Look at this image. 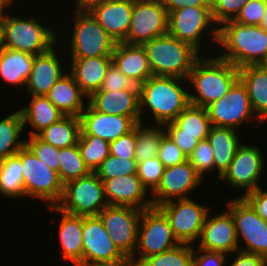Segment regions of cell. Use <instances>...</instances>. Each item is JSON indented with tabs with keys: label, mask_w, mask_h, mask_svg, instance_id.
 Wrapping results in <instances>:
<instances>
[{
	"label": "cell",
	"mask_w": 267,
	"mask_h": 266,
	"mask_svg": "<svg viewBox=\"0 0 267 266\" xmlns=\"http://www.w3.org/2000/svg\"><path fill=\"white\" fill-rule=\"evenodd\" d=\"M186 82L187 79L179 77L152 75L140 85L139 102L141 123H144V117L150 115H153L154 125H164L173 121L191 104L189 86L188 82Z\"/></svg>",
	"instance_id": "obj_1"
},
{
	"label": "cell",
	"mask_w": 267,
	"mask_h": 266,
	"mask_svg": "<svg viewBox=\"0 0 267 266\" xmlns=\"http://www.w3.org/2000/svg\"><path fill=\"white\" fill-rule=\"evenodd\" d=\"M211 56L201 55L189 72L187 82L191 105L206 108L221 99L239 79V68L215 52Z\"/></svg>",
	"instance_id": "obj_2"
},
{
	"label": "cell",
	"mask_w": 267,
	"mask_h": 266,
	"mask_svg": "<svg viewBox=\"0 0 267 266\" xmlns=\"http://www.w3.org/2000/svg\"><path fill=\"white\" fill-rule=\"evenodd\" d=\"M217 46L223 53L216 54L237 68L257 65L267 54V31L230 20L218 27Z\"/></svg>",
	"instance_id": "obj_3"
},
{
	"label": "cell",
	"mask_w": 267,
	"mask_h": 266,
	"mask_svg": "<svg viewBox=\"0 0 267 266\" xmlns=\"http://www.w3.org/2000/svg\"><path fill=\"white\" fill-rule=\"evenodd\" d=\"M3 26V46L5 48L39 55L47 52L59 41L56 29L41 23L38 17L29 19L15 14H8L5 10L0 15Z\"/></svg>",
	"instance_id": "obj_4"
},
{
	"label": "cell",
	"mask_w": 267,
	"mask_h": 266,
	"mask_svg": "<svg viewBox=\"0 0 267 266\" xmlns=\"http://www.w3.org/2000/svg\"><path fill=\"white\" fill-rule=\"evenodd\" d=\"M149 66L155 76H174L187 79L201 54L190 44L166 35L142 44Z\"/></svg>",
	"instance_id": "obj_5"
},
{
	"label": "cell",
	"mask_w": 267,
	"mask_h": 266,
	"mask_svg": "<svg viewBox=\"0 0 267 266\" xmlns=\"http://www.w3.org/2000/svg\"><path fill=\"white\" fill-rule=\"evenodd\" d=\"M168 34L190 44L201 55L204 53L201 48L208 40L213 45L210 48H215L218 44V26L212 18L211 6L183 7L171 11L168 13Z\"/></svg>",
	"instance_id": "obj_6"
},
{
	"label": "cell",
	"mask_w": 267,
	"mask_h": 266,
	"mask_svg": "<svg viewBox=\"0 0 267 266\" xmlns=\"http://www.w3.org/2000/svg\"><path fill=\"white\" fill-rule=\"evenodd\" d=\"M21 159L24 196L43 201L46 207L56 206L63 195L58 172L49 168L25 145L17 153ZM35 198V199H34Z\"/></svg>",
	"instance_id": "obj_7"
},
{
	"label": "cell",
	"mask_w": 267,
	"mask_h": 266,
	"mask_svg": "<svg viewBox=\"0 0 267 266\" xmlns=\"http://www.w3.org/2000/svg\"><path fill=\"white\" fill-rule=\"evenodd\" d=\"M69 58L112 56L116 41L104 30L89 11L74 12Z\"/></svg>",
	"instance_id": "obj_8"
},
{
	"label": "cell",
	"mask_w": 267,
	"mask_h": 266,
	"mask_svg": "<svg viewBox=\"0 0 267 266\" xmlns=\"http://www.w3.org/2000/svg\"><path fill=\"white\" fill-rule=\"evenodd\" d=\"M179 244L165 214L158 207L152 206L142 212L137 247L129 260L138 266L145 258L168 251Z\"/></svg>",
	"instance_id": "obj_9"
},
{
	"label": "cell",
	"mask_w": 267,
	"mask_h": 266,
	"mask_svg": "<svg viewBox=\"0 0 267 266\" xmlns=\"http://www.w3.org/2000/svg\"><path fill=\"white\" fill-rule=\"evenodd\" d=\"M107 205L103 182L91 172L66 183L62 198L56 206L64 212L89 217L98 216Z\"/></svg>",
	"instance_id": "obj_10"
},
{
	"label": "cell",
	"mask_w": 267,
	"mask_h": 266,
	"mask_svg": "<svg viewBox=\"0 0 267 266\" xmlns=\"http://www.w3.org/2000/svg\"><path fill=\"white\" fill-rule=\"evenodd\" d=\"M157 207L167 217L179 243L195 246L200 238L206 216L211 210L208 205L197 203L191 197L167 201Z\"/></svg>",
	"instance_id": "obj_11"
},
{
	"label": "cell",
	"mask_w": 267,
	"mask_h": 266,
	"mask_svg": "<svg viewBox=\"0 0 267 266\" xmlns=\"http://www.w3.org/2000/svg\"><path fill=\"white\" fill-rule=\"evenodd\" d=\"M227 210L234 219L239 250L261 255L267 260V221L257 215L243 197L229 200Z\"/></svg>",
	"instance_id": "obj_12"
},
{
	"label": "cell",
	"mask_w": 267,
	"mask_h": 266,
	"mask_svg": "<svg viewBox=\"0 0 267 266\" xmlns=\"http://www.w3.org/2000/svg\"><path fill=\"white\" fill-rule=\"evenodd\" d=\"M142 212L131 206L107 205L98 215L111 240L128 259L137 247Z\"/></svg>",
	"instance_id": "obj_13"
},
{
	"label": "cell",
	"mask_w": 267,
	"mask_h": 266,
	"mask_svg": "<svg viewBox=\"0 0 267 266\" xmlns=\"http://www.w3.org/2000/svg\"><path fill=\"white\" fill-rule=\"evenodd\" d=\"M263 155L258 145H245L243 142L239 146L228 169L219 179L222 182L224 181V183L228 182V186H232L235 190L244 189V193L240 197L245 196L258 187L263 186L259 183L267 163Z\"/></svg>",
	"instance_id": "obj_14"
},
{
	"label": "cell",
	"mask_w": 267,
	"mask_h": 266,
	"mask_svg": "<svg viewBox=\"0 0 267 266\" xmlns=\"http://www.w3.org/2000/svg\"><path fill=\"white\" fill-rule=\"evenodd\" d=\"M206 109L212 126L238 130L245 121L263 123L253 112L247 90L239 79L221 99L212 102Z\"/></svg>",
	"instance_id": "obj_15"
},
{
	"label": "cell",
	"mask_w": 267,
	"mask_h": 266,
	"mask_svg": "<svg viewBox=\"0 0 267 266\" xmlns=\"http://www.w3.org/2000/svg\"><path fill=\"white\" fill-rule=\"evenodd\" d=\"M168 33V13L160 0H134L131 24L123 43L142 45Z\"/></svg>",
	"instance_id": "obj_16"
},
{
	"label": "cell",
	"mask_w": 267,
	"mask_h": 266,
	"mask_svg": "<svg viewBox=\"0 0 267 266\" xmlns=\"http://www.w3.org/2000/svg\"><path fill=\"white\" fill-rule=\"evenodd\" d=\"M82 265L131 262L114 244L98 216H83Z\"/></svg>",
	"instance_id": "obj_17"
},
{
	"label": "cell",
	"mask_w": 267,
	"mask_h": 266,
	"mask_svg": "<svg viewBox=\"0 0 267 266\" xmlns=\"http://www.w3.org/2000/svg\"><path fill=\"white\" fill-rule=\"evenodd\" d=\"M203 182L188 160L178 165L166 167L160 183L151 193L153 206L157 207L175 199L190 198L192 191L200 187Z\"/></svg>",
	"instance_id": "obj_18"
},
{
	"label": "cell",
	"mask_w": 267,
	"mask_h": 266,
	"mask_svg": "<svg viewBox=\"0 0 267 266\" xmlns=\"http://www.w3.org/2000/svg\"><path fill=\"white\" fill-rule=\"evenodd\" d=\"M208 212L197 248L222 252L227 255L239 250L236 228L232 214L226 209L212 217ZM211 216V217H210Z\"/></svg>",
	"instance_id": "obj_19"
},
{
	"label": "cell",
	"mask_w": 267,
	"mask_h": 266,
	"mask_svg": "<svg viewBox=\"0 0 267 266\" xmlns=\"http://www.w3.org/2000/svg\"><path fill=\"white\" fill-rule=\"evenodd\" d=\"M80 122V135L98 136L110 143L131 132L138 123H141V117L98 112L87 103L80 115Z\"/></svg>",
	"instance_id": "obj_20"
},
{
	"label": "cell",
	"mask_w": 267,
	"mask_h": 266,
	"mask_svg": "<svg viewBox=\"0 0 267 266\" xmlns=\"http://www.w3.org/2000/svg\"><path fill=\"white\" fill-rule=\"evenodd\" d=\"M100 180L103 182L109 205L131 206L141 210L153 206L151 195L137 174Z\"/></svg>",
	"instance_id": "obj_21"
},
{
	"label": "cell",
	"mask_w": 267,
	"mask_h": 266,
	"mask_svg": "<svg viewBox=\"0 0 267 266\" xmlns=\"http://www.w3.org/2000/svg\"><path fill=\"white\" fill-rule=\"evenodd\" d=\"M60 44L58 43L45 53L34 56L25 87L28 96H46L53 85L67 73L68 70L63 69L61 56L56 51L58 49L56 47Z\"/></svg>",
	"instance_id": "obj_22"
},
{
	"label": "cell",
	"mask_w": 267,
	"mask_h": 266,
	"mask_svg": "<svg viewBox=\"0 0 267 266\" xmlns=\"http://www.w3.org/2000/svg\"><path fill=\"white\" fill-rule=\"evenodd\" d=\"M134 0H107L93 6L89 12L118 43L129 31Z\"/></svg>",
	"instance_id": "obj_23"
},
{
	"label": "cell",
	"mask_w": 267,
	"mask_h": 266,
	"mask_svg": "<svg viewBox=\"0 0 267 266\" xmlns=\"http://www.w3.org/2000/svg\"><path fill=\"white\" fill-rule=\"evenodd\" d=\"M49 211L60 213L58 237L64 262H71L74 266H82V234L83 216L62 211L57 206L47 207Z\"/></svg>",
	"instance_id": "obj_24"
},
{
	"label": "cell",
	"mask_w": 267,
	"mask_h": 266,
	"mask_svg": "<svg viewBox=\"0 0 267 266\" xmlns=\"http://www.w3.org/2000/svg\"><path fill=\"white\" fill-rule=\"evenodd\" d=\"M88 104L98 112L140 117L139 90H97L88 97Z\"/></svg>",
	"instance_id": "obj_25"
},
{
	"label": "cell",
	"mask_w": 267,
	"mask_h": 266,
	"mask_svg": "<svg viewBox=\"0 0 267 266\" xmlns=\"http://www.w3.org/2000/svg\"><path fill=\"white\" fill-rule=\"evenodd\" d=\"M112 63L120 73L131 79L138 86L153 75L142 45L116 43L112 53Z\"/></svg>",
	"instance_id": "obj_26"
},
{
	"label": "cell",
	"mask_w": 267,
	"mask_h": 266,
	"mask_svg": "<svg viewBox=\"0 0 267 266\" xmlns=\"http://www.w3.org/2000/svg\"><path fill=\"white\" fill-rule=\"evenodd\" d=\"M69 59L71 60L70 64L68 63L69 66L67 65L65 68L68 67V71L88 97L100 89L112 64V56Z\"/></svg>",
	"instance_id": "obj_27"
},
{
	"label": "cell",
	"mask_w": 267,
	"mask_h": 266,
	"mask_svg": "<svg viewBox=\"0 0 267 266\" xmlns=\"http://www.w3.org/2000/svg\"><path fill=\"white\" fill-rule=\"evenodd\" d=\"M46 97L65 115L77 117H80L88 103V96L69 71L53 85Z\"/></svg>",
	"instance_id": "obj_28"
},
{
	"label": "cell",
	"mask_w": 267,
	"mask_h": 266,
	"mask_svg": "<svg viewBox=\"0 0 267 266\" xmlns=\"http://www.w3.org/2000/svg\"><path fill=\"white\" fill-rule=\"evenodd\" d=\"M239 131L230 127L211 126L207 140L213 151L214 171L218 179L228 169L239 146L242 144Z\"/></svg>",
	"instance_id": "obj_29"
},
{
	"label": "cell",
	"mask_w": 267,
	"mask_h": 266,
	"mask_svg": "<svg viewBox=\"0 0 267 266\" xmlns=\"http://www.w3.org/2000/svg\"><path fill=\"white\" fill-rule=\"evenodd\" d=\"M29 104L19 109L23 117L24 130L29 125V136H37L51 124L65 116L46 96L30 95Z\"/></svg>",
	"instance_id": "obj_30"
},
{
	"label": "cell",
	"mask_w": 267,
	"mask_h": 266,
	"mask_svg": "<svg viewBox=\"0 0 267 266\" xmlns=\"http://www.w3.org/2000/svg\"><path fill=\"white\" fill-rule=\"evenodd\" d=\"M239 80L245 86L253 112L267 123V73L257 65L239 68Z\"/></svg>",
	"instance_id": "obj_31"
},
{
	"label": "cell",
	"mask_w": 267,
	"mask_h": 266,
	"mask_svg": "<svg viewBox=\"0 0 267 266\" xmlns=\"http://www.w3.org/2000/svg\"><path fill=\"white\" fill-rule=\"evenodd\" d=\"M33 54L3 48L0 51V79L7 85H17L21 88L26 87L29 78L32 63L34 61Z\"/></svg>",
	"instance_id": "obj_32"
},
{
	"label": "cell",
	"mask_w": 267,
	"mask_h": 266,
	"mask_svg": "<svg viewBox=\"0 0 267 266\" xmlns=\"http://www.w3.org/2000/svg\"><path fill=\"white\" fill-rule=\"evenodd\" d=\"M80 132V117L65 115L59 121L41 131L37 136L44 142L60 149L76 145Z\"/></svg>",
	"instance_id": "obj_33"
},
{
	"label": "cell",
	"mask_w": 267,
	"mask_h": 266,
	"mask_svg": "<svg viewBox=\"0 0 267 266\" xmlns=\"http://www.w3.org/2000/svg\"><path fill=\"white\" fill-rule=\"evenodd\" d=\"M23 132L24 124L20 110L0 120V161L15 155L25 146L26 140L21 138Z\"/></svg>",
	"instance_id": "obj_34"
},
{
	"label": "cell",
	"mask_w": 267,
	"mask_h": 266,
	"mask_svg": "<svg viewBox=\"0 0 267 266\" xmlns=\"http://www.w3.org/2000/svg\"><path fill=\"white\" fill-rule=\"evenodd\" d=\"M0 195L14 200L25 197L21 159L17 154L0 161Z\"/></svg>",
	"instance_id": "obj_35"
},
{
	"label": "cell",
	"mask_w": 267,
	"mask_h": 266,
	"mask_svg": "<svg viewBox=\"0 0 267 266\" xmlns=\"http://www.w3.org/2000/svg\"><path fill=\"white\" fill-rule=\"evenodd\" d=\"M173 122L179 127V135L196 136L199 141L207 139L212 126L207 109L191 104Z\"/></svg>",
	"instance_id": "obj_36"
},
{
	"label": "cell",
	"mask_w": 267,
	"mask_h": 266,
	"mask_svg": "<svg viewBox=\"0 0 267 266\" xmlns=\"http://www.w3.org/2000/svg\"><path fill=\"white\" fill-rule=\"evenodd\" d=\"M166 134L163 125L144 123L136 125V149L134 151L135 159L138 162L145 161L157 156L160 147V141Z\"/></svg>",
	"instance_id": "obj_37"
},
{
	"label": "cell",
	"mask_w": 267,
	"mask_h": 266,
	"mask_svg": "<svg viewBox=\"0 0 267 266\" xmlns=\"http://www.w3.org/2000/svg\"><path fill=\"white\" fill-rule=\"evenodd\" d=\"M58 160V176L63 185L91 173L82 159L77 144L66 148H60Z\"/></svg>",
	"instance_id": "obj_38"
},
{
	"label": "cell",
	"mask_w": 267,
	"mask_h": 266,
	"mask_svg": "<svg viewBox=\"0 0 267 266\" xmlns=\"http://www.w3.org/2000/svg\"><path fill=\"white\" fill-rule=\"evenodd\" d=\"M77 145L83 161L91 172H95L99 165L110 155V143L98 136L79 135Z\"/></svg>",
	"instance_id": "obj_39"
},
{
	"label": "cell",
	"mask_w": 267,
	"mask_h": 266,
	"mask_svg": "<svg viewBox=\"0 0 267 266\" xmlns=\"http://www.w3.org/2000/svg\"><path fill=\"white\" fill-rule=\"evenodd\" d=\"M194 245L178 246L145 258L138 266H193Z\"/></svg>",
	"instance_id": "obj_40"
},
{
	"label": "cell",
	"mask_w": 267,
	"mask_h": 266,
	"mask_svg": "<svg viewBox=\"0 0 267 266\" xmlns=\"http://www.w3.org/2000/svg\"><path fill=\"white\" fill-rule=\"evenodd\" d=\"M100 179L137 174L136 159L119 158L109 155L94 172Z\"/></svg>",
	"instance_id": "obj_41"
},
{
	"label": "cell",
	"mask_w": 267,
	"mask_h": 266,
	"mask_svg": "<svg viewBox=\"0 0 267 266\" xmlns=\"http://www.w3.org/2000/svg\"><path fill=\"white\" fill-rule=\"evenodd\" d=\"M164 169V165L157 156L137 163V176L150 194L160 183Z\"/></svg>",
	"instance_id": "obj_42"
},
{
	"label": "cell",
	"mask_w": 267,
	"mask_h": 266,
	"mask_svg": "<svg viewBox=\"0 0 267 266\" xmlns=\"http://www.w3.org/2000/svg\"><path fill=\"white\" fill-rule=\"evenodd\" d=\"M188 161L195 168L196 173L204 180V176L214 171L213 151L210 142L205 139L199 141L192 153L188 156ZM209 172V173H208Z\"/></svg>",
	"instance_id": "obj_43"
},
{
	"label": "cell",
	"mask_w": 267,
	"mask_h": 266,
	"mask_svg": "<svg viewBox=\"0 0 267 266\" xmlns=\"http://www.w3.org/2000/svg\"><path fill=\"white\" fill-rule=\"evenodd\" d=\"M27 138V139H26ZM25 145L36 155V157L49 168L58 172L59 169V148L44 142L38 136L26 137Z\"/></svg>",
	"instance_id": "obj_44"
},
{
	"label": "cell",
	"mask_w": 267,
	"mask_h": 266,
	"mask_svg": "<svg viewBox=\"0 0 267 266\" xmlns=\"http://www.w3.org/2000/svg\"><path fill=\"white\" fill-rule=\"evenodd\" d=\"M248 1L214 0L211 4V14L215 24L220 27L223 23L234 20Z\"/></svg>",
	"instance_id": "obj_45"
},
{
	"label": "cell",
	"mask_w": 267,
	"mask_h": 266,
	"mask_svg": "<svg viewBox=\"0 0 267 266\" xmlns=\"http://www.w3.org/2000/svg\"><path fill=\"white\" fill-rule=\"evenodd\" d=\"M157 157L165 168L184 163L188 160L187 155H185V153H183L174 141L166 134L160 141Z\"/></svg>",
	"instance_id": "obj_46"
},
{
	"label": "cell",
	"mask_w": 267,
	"mask_h": 266,
	"mask_svg": "<svg viewBox=\"0 0 267 266\" xmlns=\"http://www.w3.org/2000/svg\"><path fill=\"white\" fill-rule=\"evenodd\" d=\"M267 0H249L234 19L235 22L250 26H260Z\"/></svg>",
	"instance_id": "obj_47"
},
{
	"label": "cell",
	"mask_w": 267,
	"mask_h": 266,
	"mask_svg": "<svg viewBox=\"0 0 267 266\" xmlns=\"http://www.w3.org/2000/svg\"><path fill=\"white\" fill-rule=\"evenodd\" d=\"M139 90V86L131 79L120 73L112 63L102 82L99 90L118 91V90Z\"/></svg>",
	"instance_id": "obj_48"
},
{
	"label": "cell",
	"mask_w": 267,
	"mask_h": 266,
	"mask_svg": "<svg viewBox=\"0 0 267 266\" xmlns=\"http://www.w3.org/2000/svg\"><path fill=\"white\" fill-rule=\"evenodd\" d=\"M136 149V126L135 128L119 137L117 140L110 142V155L119 158L135 159L134 151Z\"/></svg>",
	"instance_id": "obj_49"
},
{
	"label": "cell",
	"mask_w": 267,
	"mask_h": 266,
	"mask_svg": "<svg viewBox=\"0 0 267 266\" xmlns=\"http://www.w3.org/2000/svg\"><path fill=\"white\" fill-rule=\"evenodd\" d=\"M163 127L166 135L174 141V143L183 153H185V155H187V157L199 143L196 136L179 135V127L173 121L165 123Z\"/></svg>",
	"instance_id": "obj_50"
},
{
	"label": "cell",
	"mask_w": 267,
	"mask_h": 266,
	"mask_svg": "<svg viewBox=\"0 0 267 266\" xmlns=\"http://www.w3.org/2000/svg\"><path fill=\"white\" fill-rule=\"evenodd\" d=\"M194 247L193 266H227L226 261L233 255L222 252L208 251Z\"/></svg>",
	"instance_id": "obj_51"
},
{
	"label": "cell",
	"mask_w": 267,
	"mask_h": 266,
	"mask_svg": "<svg viewBox=\"0 0 267 266\" xmlns=\"http://www.w3.org/2000/svg\"><path fill=\"white\" fill-rule=\"evenodd\" d=\"M264 189L260 186L243 198L251 205L257 215L267 221V191Z\"/></svg>",
	"instance_id": "obj_52"
},
{
	"label": "cell",
	"mask_w": 267,
	"mask_h": 266,
	"mask_svg": "<svg viewBox=\"0 0 267 266\" xmlns=\"http://www.w3.org/2000/svg\"><path fill=\"white\" fill-rule=\"evenodd\" d=\"M235 257H232V259L229 262L226 261V264L228 266H266L267 260L258 254L245 252L242 250H236L235 251ZM229 262V263H228Z\"/></svg>",
	"instance_id": "obj_53"
},
{
	"label": "cell",
	"mask_w": 267,
	"mask_h": 266,
	"mask_svg": "<svg viewBox=\"0 0 267 266\" xmlns=\"http://www.w3.org/2000/svg\"><path fill=\"white\" fill-rule=\"evenodd\" d=\"M167 13L183 7L211 6L205 0H160Z\"/></svg>",
	"instance_id": "obj_54"
},
{
	"label": "cell",
	"mask_w": 267,
	"mask_h": 266,
	"mask_svg": "<svg viewBox=\"0 0 267 266\" xmlns=\"http://www.w3.org/2000/svg\"><path fill=\"white\" fill-rule=\"evenodd\" d=\"M74 11H89L93 6L100 4L107 0H75Z\"/></svg>",
	"instance_id": "obj_55"
},
{
	"label": "cell",
	"mask_w": 267,
	"mask_h": 266,
	"mask_svg": "<svg viewBox=\"0 0 267 266\" xmlns=\"http://www.w3.org/2000/svg\"><path fill=\"white\" fill-rule=\"evenodd\" d=\"M82 266H134L132 262H117V263H94Z\"/></svg>",
	"instance_id": "obj_56"
},
{
	"label": "cell",
	"mask_w": 267,
	"mask_h": 266,
	"mask_svg": "<svg viewBox=\"0 0 267 266\" xmlns=\"http://www.w3.org/2000/svg\"><path fill=\"white\" fill-rule=\"evenodd\" d=\"M15 0H0V7L3 9V10H7L9 9V7H11V5L15 2H13ZM12 3V4H11Z\"/></svg>",
	"instance_id": "obj_57"
},
{
	"label": "cell",
	"mask_w": 267,
	"mask_h": 266,
	"mask_svg": "<svg viewBox=\"0 0 267 266\" xmlns=\"http://www.w3.org/2000/svg\"><path fill=\"white\" fill-rule=\"evenodd\" d=\"M259 68H261L264 72L267 73V54L264 58L257 64Z\"/></svg>",
	"instance_id": "obj_58"
},
{
	"label": "cell",
	"mask_w": 267,
	"mask_h": 266,
	"mask_svg": "<svg viewBox=\"0 0 267 266\" xmlns=\"http://www.w3.org/2000/svg\"><path fill=\"white\" fill-rule=\"evenodd\" d=\"M260 26L267 31V5Z\"/></svg>",
	"instance_id": "obj_59"
},
{
	"label": "cell",
	"mask_w": 267,
	"mask_h": 266,
	"mask_svg": "<svg viewBox=\"0 0 267 266\" xmlns=\"http://www.w3.org/2000/svg\"><path fill=\"white\" fill-rule=\"evenodd\" d=\"M4 48L3 46V26L1 23V18H0V51Z\"/></svg>",
	"instance_id": "obj_60"
},
{
	"label": "cell",
	"mask_w": 267,
	"mask_h": 266,
	"mask_svg": "<svg viewBox=\"0 0 267 266\" xmlns=\"http://www.w3.org/2000/svg\"><path fill=\"white\" fill-rule=\"evenodd\" d=\"M208 4H212V2L214 1V0H205Z\"/></svg>",
	"instance_id": "obj_61"
},
{
	"label": "cell",
	"mask_w": 267,
	"mask_h": 266,
	"mask_svg": "<svg viewBox=\"0 0 267 266\" xmlns=\"http://www.w3.org/2000/svg\"><path fill=\"white\" fill-rule=\"evenodd\" d=\"M3 11H4V10L0 7V15L3 13Z\"/></svg>",
	"instance_id": "obj_62"
}]
</instances>
